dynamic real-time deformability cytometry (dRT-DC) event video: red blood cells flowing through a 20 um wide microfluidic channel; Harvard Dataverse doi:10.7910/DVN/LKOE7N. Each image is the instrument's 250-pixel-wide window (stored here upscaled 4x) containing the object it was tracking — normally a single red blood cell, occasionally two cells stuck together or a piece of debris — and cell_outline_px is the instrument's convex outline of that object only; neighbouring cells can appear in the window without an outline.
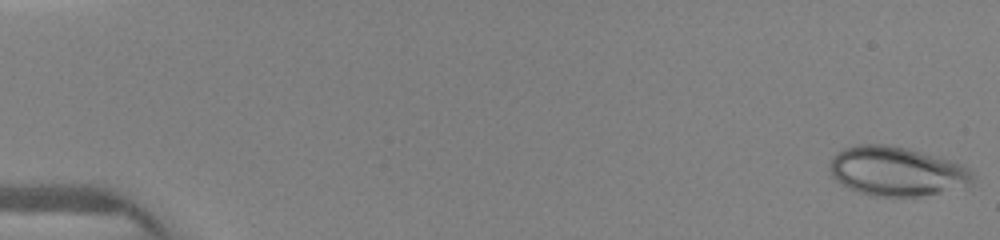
{"species": "human", "species_latin": "Homo sapiens", "temperature_condition": "warm", "stored_images_in_passage": 19, "camera_frame_rate_fps": 3000, "um_per_image_px": 0.085, "donor": {"sex": "female"}, "frame": {"image": 1, "passage_image": 1, "time_ms": 0.0, "image_size_px": [1000, 240], "cell_outline_px": [[976, 176], [972, 184], [964, 188], [920, 196], [872, 196], [848, 188], [836, 180], [832, 176], [828, 168], [832, 156], [836, 152], [844, 148], [856, 144], [884, 144], [908, 148], [956, 160], [964, 164]], "centroid_in_image_um": [76.27, 14.55], "position_along_channel_um": 8.7, "area_um2": 41.91}}